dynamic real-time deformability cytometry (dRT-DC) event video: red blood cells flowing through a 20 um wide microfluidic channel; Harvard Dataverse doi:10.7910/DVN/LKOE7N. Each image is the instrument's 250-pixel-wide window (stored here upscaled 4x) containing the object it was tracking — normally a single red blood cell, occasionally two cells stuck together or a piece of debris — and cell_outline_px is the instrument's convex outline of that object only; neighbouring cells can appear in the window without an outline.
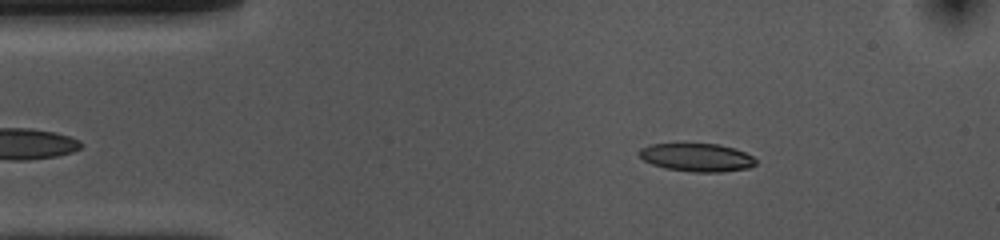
{"species": "common noctule bat (a hibernating species)", "species_latin": "Nyctalus noctula", "temperature_condition": "cold", "stored_images_in_passage": 47, "camera_frame_rate_fps": 3000, "um_per_image_px": 0.085, "animal": {"sex": "female", "body_mass_g": 10.0, "forearm_length_mm": 53.1}, "frame": {"image": 1, "passage_image": 2, "time_ms": 0.333, "image_size_px": [1000, 240], "cell_outline_px": [[756, 164], [748, 168], [720, 172], [692, 172], [664, 168], [652, 164], [644, 160], [636, 152], [640, 148], [652, 144], [720, 144], [744, 152], [752, 156], [756, 160]], "centroid_in_image_um": [59.2, 13.38], "position_along_channel_um": 25.8, "area_um2": 19.07}}
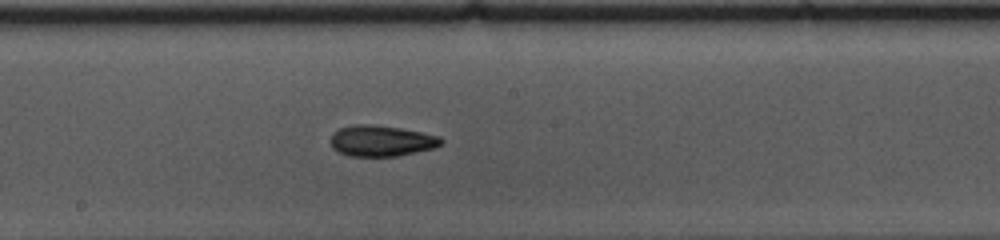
{"frame": {"image": 2, "passage_image": 21, "time_ms": 6.667, "image_size_px": [1000, 240], "cell_outline_px": [[444, 144], [436, 148], [396, 156], [348, 156], [332, 148], [332, 132], [340, 128], [352, 124], [372, 124], [400, 128], [440, 136], [444, 140]], "centroid_in_image_um": [32.45, 11.97], "position_along_channel_um": 215.8, "area_um2": 20.06}}
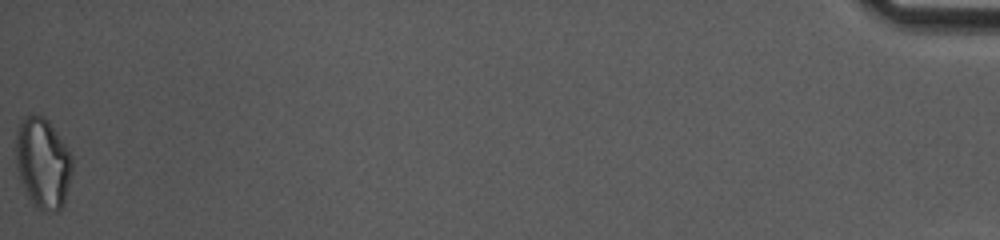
{"frame": {"image": 3, "passage_image": 47, "time_ms": 15.333, "image_size_px": [1000, 240], "cell_outline_px": [[72, 172], [64, 200], [60, 208], [56, 212], [44, 212], [36, 208], [28, 196], [20, 180], [16, 164], [16, 128], [20, 120], [32, 112], [44, 116], [48, 120], [72, 156]], "centroid_in_image_um": [3.62, 13.83], "position_along_channel_um": 431.6, "area_um2": 29.88}, "authors_computed_cell_mechanics": {"area_um2": 19.8832, "velocity_mm_per_s": 3.7231, "shape_relaxation_time_tau1_ms": 3.7006, "shape_relaxation_time_tau2_ms": 2.9864, "deformation_change_tau1": 0.1391, "deformation_change_tau2": 0.0993}}